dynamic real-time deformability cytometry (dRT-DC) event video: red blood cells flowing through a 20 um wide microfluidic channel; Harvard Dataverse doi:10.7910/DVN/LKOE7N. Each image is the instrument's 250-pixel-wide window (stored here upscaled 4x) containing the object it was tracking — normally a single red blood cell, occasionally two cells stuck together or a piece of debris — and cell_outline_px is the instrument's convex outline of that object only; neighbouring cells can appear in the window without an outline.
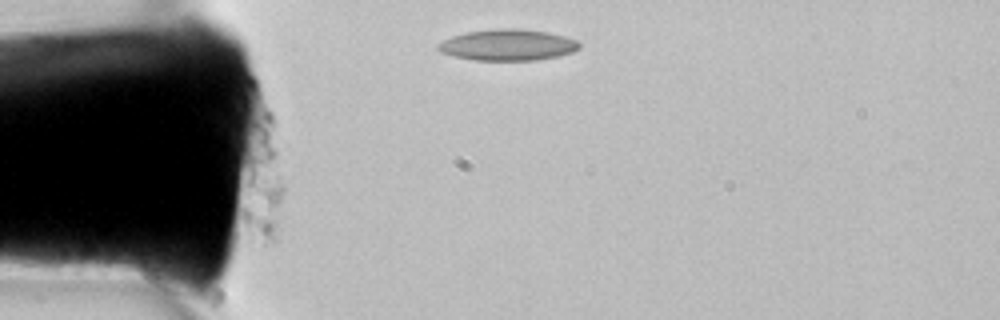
{"species": "common noctule bat (a hibernating species)", "species_latin": "Nyctalus noctula", "temperature_condition": "room temperature", "stored_images_in_passage": 1, "camera_frame_rate_fps": 3000, "um_per_image_px": 0.085, "animal": {"sex": "female", "body_mass_g": 22.7, "forearm_length_mm": 54.2}, "frame": {"image": 1, "passage_image": 1, "time_ms": 0.0, "image_size_px": [1000, 320], "cell_outline_px": [[580, 48], [572, 52], [556, 56], [536, 60], [476, 60], [456, 56], [440, 52], [436, 48], [436, 44], [452, 36], [468, 32], [496, 28], [520, 28], [548, 32], [564, 36], [576, 40], [580, 44]], "centroid_in_image_um": [43.15, 3.81], "position_along_channel_um": 41.8, "area_um2": 25.61}}